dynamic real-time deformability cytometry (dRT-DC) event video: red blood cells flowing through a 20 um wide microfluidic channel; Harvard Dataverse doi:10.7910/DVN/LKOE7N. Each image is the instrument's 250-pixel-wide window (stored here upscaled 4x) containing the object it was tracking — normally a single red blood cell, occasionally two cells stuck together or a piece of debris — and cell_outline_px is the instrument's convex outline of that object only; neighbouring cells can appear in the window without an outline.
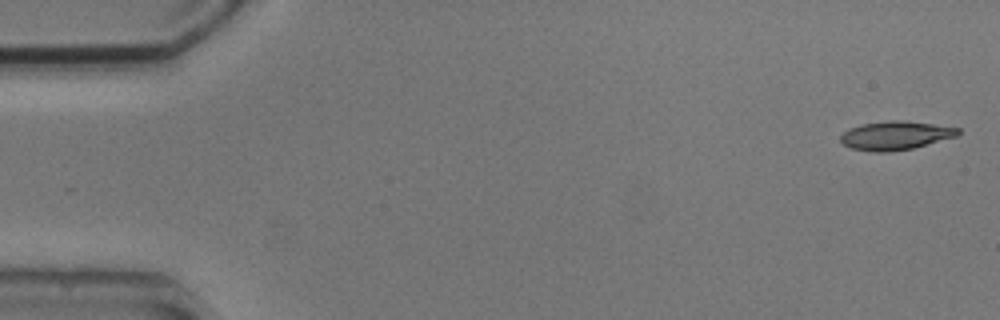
{"species": "common noctule bat (a hibernating species)", "species_latin": "Nyctalus noctula", "temperature_condition": "cold", "stored_images_in_passage": 6, "camera_frame_rate_fps": 3000, "um_per_image_px": 0.085, "animal": {"sex": "male", "body_mass_g": 20.5, "forearm_length_mm": 52.5}, "frame": {"image": 1, "passage_image": 6, "time_ms": 5.667, "image_size_px": [1000, 320], "cell_outline_px": [[960, 132], [956, 136], [912, 148], [888, 152], [872, 152], [852, 148], [844, 144], [840, 140], [840, 136], [848, 128], [860, 124], [888, 120], [904, 120], [960, 128]], "centroid_in_image_um": [76.07, 11.51], "position_along_channel_um": 8.9, "area_um2": 19.54}}